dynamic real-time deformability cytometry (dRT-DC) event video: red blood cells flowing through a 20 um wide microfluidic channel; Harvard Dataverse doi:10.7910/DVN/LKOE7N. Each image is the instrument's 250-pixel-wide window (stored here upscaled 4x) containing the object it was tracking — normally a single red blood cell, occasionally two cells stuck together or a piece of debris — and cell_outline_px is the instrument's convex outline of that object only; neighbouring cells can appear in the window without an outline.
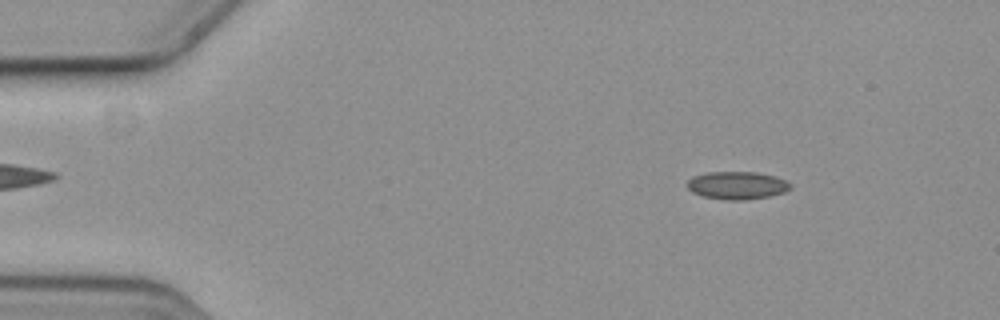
{"species": "common noctule bat (a hibernating species)", "species_latin": "Nyctalus noctula", "temperature_condition": "cold", "stored_images_in_passage": 58, "camera_frame_rate_fps": 3000, "um_per_image_px": 0.085, "animal": {"sex": "female", "body_mass_g": 19.3, "forearm_length_mm": 54.1}, "frame": {"image": 1, "passage_image": 8, "time_ms": 2.333, "image_size_px": [1000, 320], "cell_outline_px": [[792, 184], [784, 192], [768, 196], [744, 200], [724, 200], [704, 196], [692, 192], [688, 188], [688, 180], [692, 176], [708, 172], [756, 172], [776, 176]], "centroid_in_image_um": [62.63, 15.75], "position_along_channel_um": 22.4, "area_um2": 16.59}}
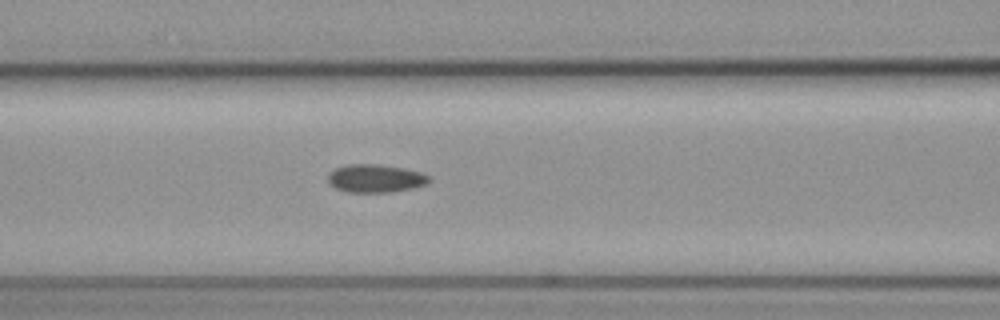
{"frame": {"image": 2, "passage_image": 24, "time_ms": 7.667, "image_size_px": [1000, 320], "cell_outline_px": [[432, 180], [424, 184], [412, 188], [392, 192], [348, 192], [336, 188], [328, 180], [328, 176], [336, 168], [348, 164], [380, 164], [404, 168], [420, 172], [428, 176]], "centroid_in_image_um": [31.93, 15.16], "position_along_channel_um": 134.7, "area_um2": 16.36}}
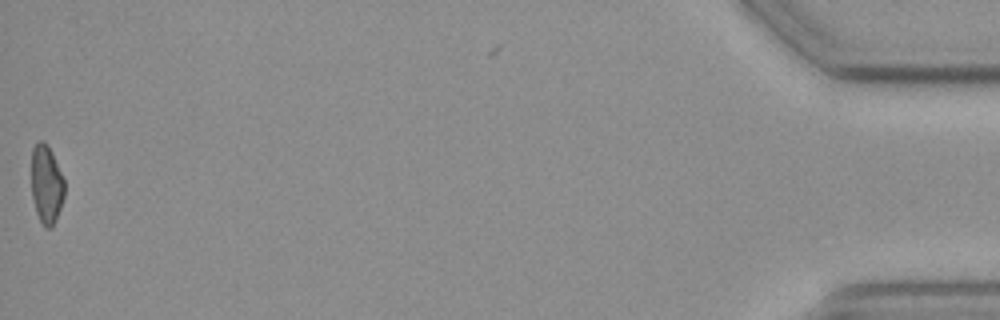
{"frame": {"image": 3, "passage_image": 57, "time_ms": 18.667, "image_size_px": [1000, 320], "cell_outline_px": [[64, 196], [56, 220], [52, 228], [44, 228], [36, 212], [32, 196], [32, 148], [40, 140], [44, 140], [48, 144], [52, 152], [64, 180]], "centroid_in_image_um": [3.95, 15.67], "position_along_channel_um": 431.3, "area_um2": 15.14}}